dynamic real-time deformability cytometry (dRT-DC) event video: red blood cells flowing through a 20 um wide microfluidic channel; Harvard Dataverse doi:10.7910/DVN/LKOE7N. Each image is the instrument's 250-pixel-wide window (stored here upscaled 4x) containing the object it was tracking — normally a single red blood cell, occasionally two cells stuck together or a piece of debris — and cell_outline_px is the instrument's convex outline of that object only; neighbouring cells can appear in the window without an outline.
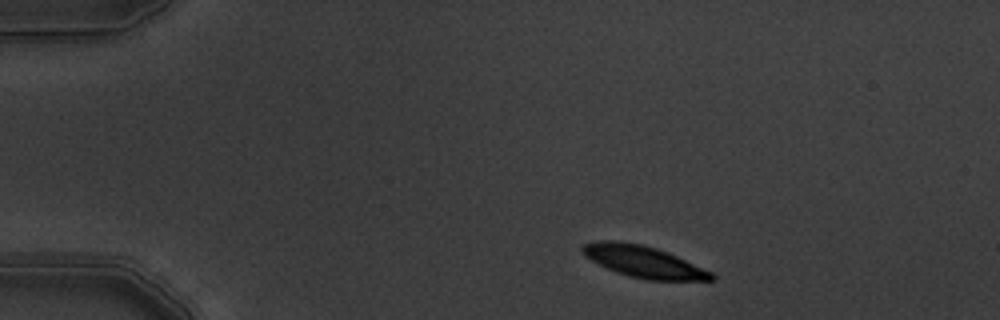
{"species": "common noctule bat (a hibernating species)", "species_latin": "Nyctalus noctula", "temperature_condition": "warm", "stored_images_in_passage": 3, "segment_of_instrument_passage": [1, 2], "camera_frame_rate_fps": 3000, "um_per_image_px": 0.085, "animal": {"sex": "male", "body_mass_g": 19.5, "forearm_length_mm": 54.6}, "frame": {"image": 1, "passage_image": 1, "time_ms": 0.0, "image_size_px": [1000, 320], "cell_outline_px": [[716, 280], [644, 280], [628, 276], [616, 272], [584, 256], [580, 252], [580, 248], [584, 244], [600, 240], [620, 240], [644, 244], [668, 252], [712, 272], [716, 276]], "centroid_in_image_um": [54.68, 22.23], "position_along_channel_um": 30.3, "area_um2": 23.99}}